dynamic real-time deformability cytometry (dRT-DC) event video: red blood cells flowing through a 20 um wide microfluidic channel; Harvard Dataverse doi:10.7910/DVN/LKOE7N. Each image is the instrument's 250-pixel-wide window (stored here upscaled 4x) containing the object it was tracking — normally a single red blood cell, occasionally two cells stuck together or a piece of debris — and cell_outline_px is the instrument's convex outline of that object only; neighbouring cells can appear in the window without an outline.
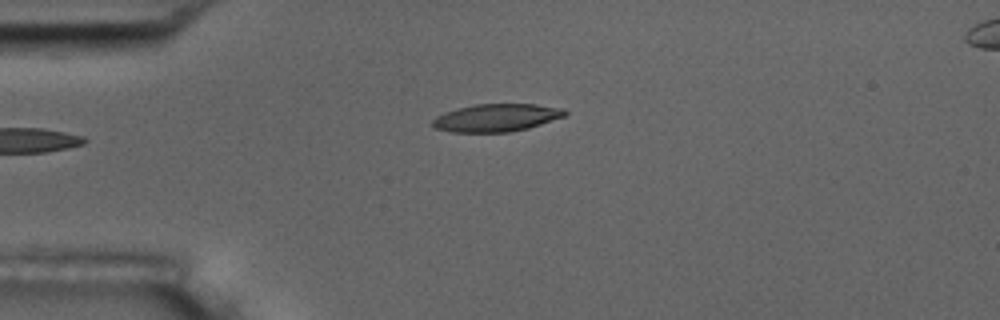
{"species": "common noctule bat (a hibernating species)", "species_latin": "Nyctalus noctula", "temperature_condition": "room temperature", "stored_images_in_passage": 5, "camera_frame_rate_fps": 3000, "um_per_image_px": 0.085, "animal": {"sex": "male", "body_mass_g": 17.5, "forearm_length_mm": 52.3}, "frame": {"image": 1, "passage_image": 5, "time_ms": 4.667, "image_size_px": [1000, 320], "cell_outline_px": [[568, 112], [564, 116], [528, 128], [508, 132], [452, 132], [436, 128], [432, 124], [432, 120], [436, 116], [444, 112], [456, 108], [476, 104], [536, 104], [564, 108]], "centroid_in_image_um": [42.18, 10.0], "position_along_channel_um": 42.8, "area_um2": 21.33}}